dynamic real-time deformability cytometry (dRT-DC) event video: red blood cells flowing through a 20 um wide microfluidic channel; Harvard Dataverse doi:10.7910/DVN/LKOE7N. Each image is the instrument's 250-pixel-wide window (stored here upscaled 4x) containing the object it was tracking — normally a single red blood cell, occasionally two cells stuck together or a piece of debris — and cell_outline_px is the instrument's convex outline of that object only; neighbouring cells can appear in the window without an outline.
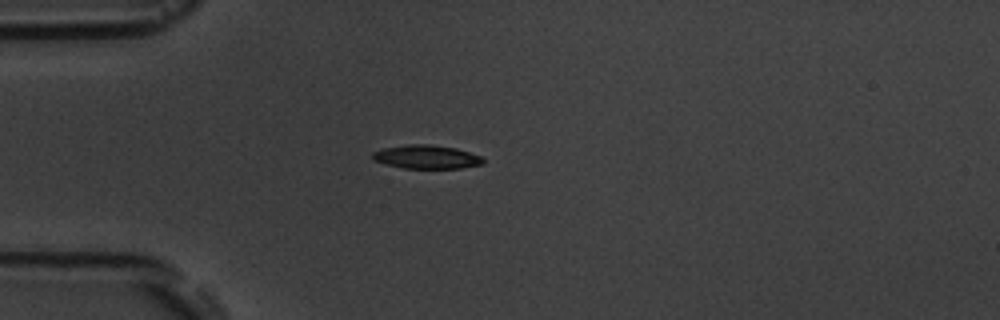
{"species": "common noctule bat (a hibernating species)", "species_latin": "Nyctalus noctula", "temperature_condition": "room temperature", "stored_images_in_passage": 2, "camera_frame_rate_fps": 3000, "um_per_image_px": 0.085, "animal": {"sex": "male", "body_mass_g": 19.5, "forearm_length_mm": 54.6}, "frame": {"image": 1, "passage_image": 1, "time_ms": 0.0, "image_size_px": [1000, 320], "cell_outline_px": [[484, 164], [460, 168], [404, 168], [384, 164], [372, 160], [372, 152], [384, 148], [408, 144], [428, 144], [456, 148], [480, 156], [484, 160]], "centroid_in_image_um": [36.22, 13.34], "position_along_channel_um": 48.8, "area_um2": 15.2}}